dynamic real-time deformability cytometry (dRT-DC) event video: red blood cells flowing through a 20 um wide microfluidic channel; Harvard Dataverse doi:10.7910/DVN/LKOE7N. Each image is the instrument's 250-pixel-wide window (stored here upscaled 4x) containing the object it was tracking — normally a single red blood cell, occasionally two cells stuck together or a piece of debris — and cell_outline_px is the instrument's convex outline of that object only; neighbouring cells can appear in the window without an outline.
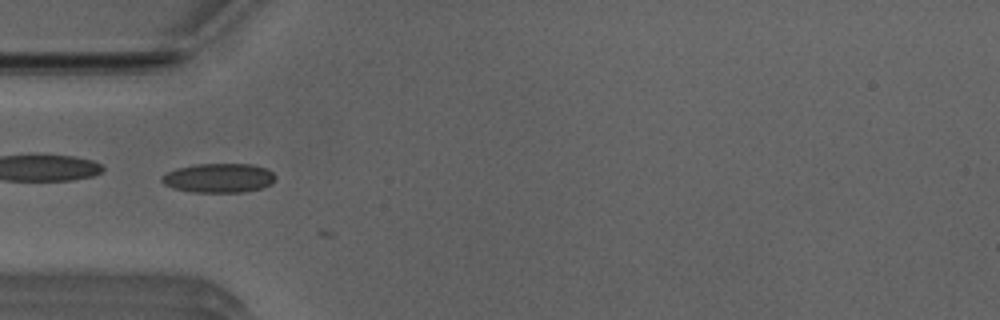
{"species": "Egyptian fruit bat (a non-hibernating species)", "species_latin": "Rousettus aegyptiacus", "temperature_condition": "room temperature", "stored_images_in_passage": 11, "camera_frame_rate_fps": 3000, "um_per_image_px": 0.085, "animal": {"sex": "male"}, "frame": {"image": 1, "passage_image": 6, "time_ms": 1.667, "image_size_px": [1000, 320], "cell_outline_px": [[276, 176], [272, 184], [260, 188], [244, 192], [192, 192], [172, 188], [164, 184], [160, 180], [160, 176], [176, 168], [196, 164], [252, 164], [264, 168], [272, 172]], "centroid_in_image_um": [18.57, 15.13], "position_along_channel_um": 66.4, "area_um2": 19.42}}